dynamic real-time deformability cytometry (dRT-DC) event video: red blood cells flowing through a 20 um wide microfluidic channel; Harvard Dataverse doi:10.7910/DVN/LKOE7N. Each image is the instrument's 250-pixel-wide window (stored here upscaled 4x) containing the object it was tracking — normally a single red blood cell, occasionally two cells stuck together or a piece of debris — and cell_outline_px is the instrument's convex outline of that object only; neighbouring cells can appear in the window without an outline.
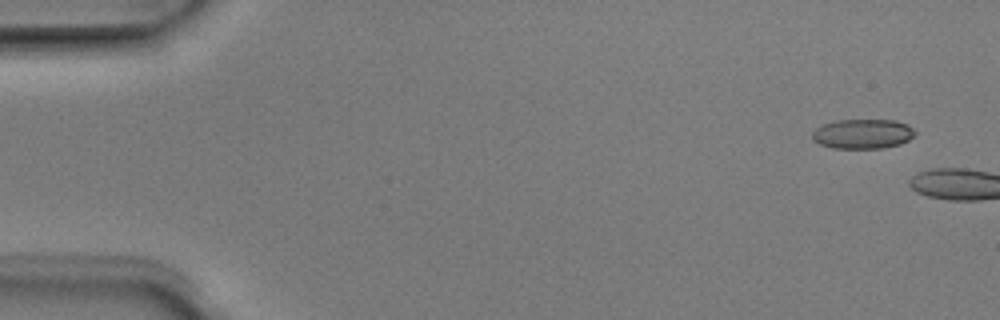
{"species": "Egyptian fruit bat (a non-hibernating species)", "species_latin": "Rousettus aegyptiacus", "temperature_condition": "room temperature", "stored_images_in_passage": 4, "camera_frame_rate_fps": 3000, "um_per_image_px": 0.085, "animal": {"sex": "male"}, "frame": {"image": 1, "passage_image": 1, "time_ms": 0.0, "image_size_px": [1000, 320], "cell_outline_px": [[916, 132], [908, 140], [900, 144], [884, 148], [832, 148], [820, 144], [812, 140], [812, 132], [816, 128], [824, 124], [836, 120], [896, 120], [908, 124]], "centroid_in_image_um": [73.32, 11.38], "position_along_channel_um": 11.7, "area_um2": 17.8}}